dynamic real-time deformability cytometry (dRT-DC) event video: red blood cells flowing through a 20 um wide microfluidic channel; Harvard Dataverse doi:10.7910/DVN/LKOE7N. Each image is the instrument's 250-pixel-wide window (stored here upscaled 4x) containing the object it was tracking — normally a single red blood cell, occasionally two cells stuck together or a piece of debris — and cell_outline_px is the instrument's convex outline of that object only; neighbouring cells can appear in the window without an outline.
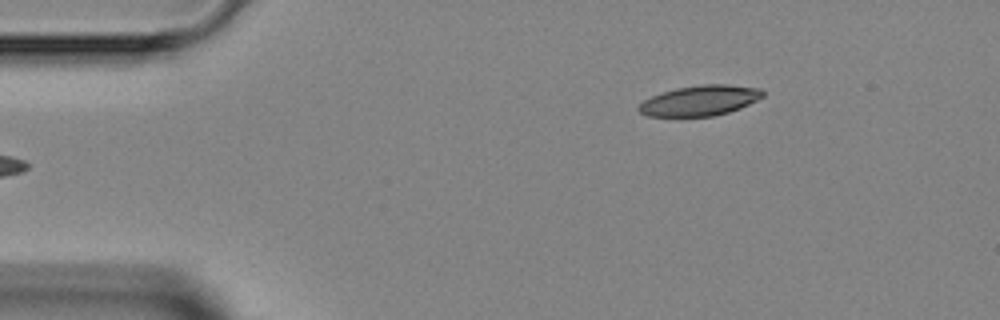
{"species": "Egyptian fruit bat (a non-hibernating species)", "species_latin": "Rousettus aegyptiacus", "temperature_condition": "room temperature", "stored_images_in_passage": 3, "camera_frame_rate_fps": 3000, "um_per_image_px": 0.085, "animal": {"sex": "female"}, "frame": {"image": 1, "passage_image": 3, "time_ms": 2.333, "image_size_px": [1000, 320], "cell_outline_px": [[764, 96], [740, 108], [728, 112], [712, 116], [648, 116], [640, 112], [636, 108], [644, 100], [652, 96], [676, 88], [700, 84], [728, 84], [760, 88], [764, 92]], "centroid_in_image_um": [59.5, 8.54], "position_along_channel_um": 25.5, "area_um2": 21.79}}